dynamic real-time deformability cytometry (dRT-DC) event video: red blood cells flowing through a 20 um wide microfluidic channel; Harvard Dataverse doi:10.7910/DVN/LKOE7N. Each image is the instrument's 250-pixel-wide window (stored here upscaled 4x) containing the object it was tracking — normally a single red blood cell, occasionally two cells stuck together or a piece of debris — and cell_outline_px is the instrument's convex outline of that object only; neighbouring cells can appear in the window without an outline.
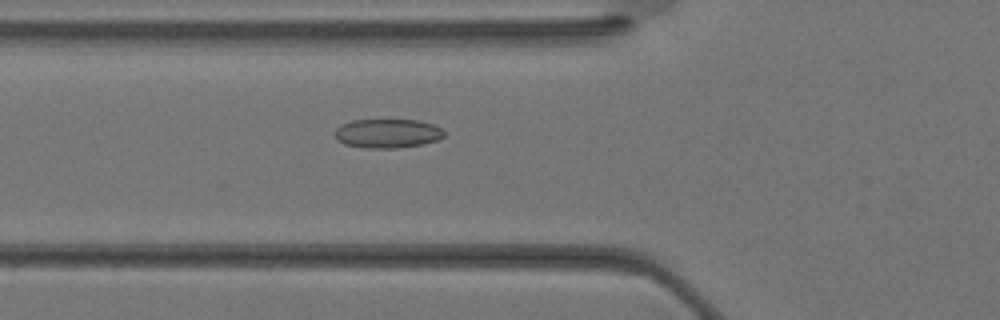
{"species": "Egyptian fruit bat (a non-hibernating species)", "species_latin": "Rousettus aegyptiacus", "temperature_condition": "warm", "stored_images_in_passage": 25, "camera_frame_rate_fps": 3000, "um_per_image_px": 0.085, "animal": {"sex": "female"}, "frame": {"image": 1, "passage_image": 6, "time_ms": 1.667, "image_size_px": [1000, 320], "cell_outline_px": [[444, 136], [436, 140], [424, 144], [396, 148], [364, 148], [344, 144], [336, 140], [336, 128], [340, 124], [352, 120], [420, 120], [444, 128]], "centroid_in_image_um": [32.94, 11.34], "position_along_channel_um": 92.9, "area_um2": 18.67}}
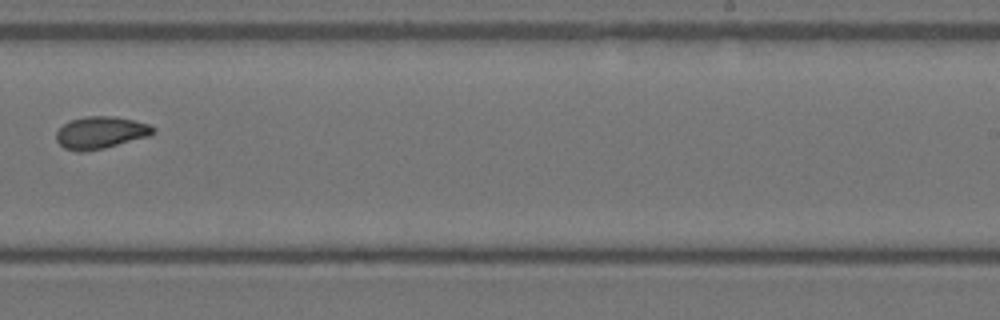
{"frame": {"image": 2, "passage_image": 16, "time_ms": 5.0, "image_size_px": [1000, 320], "cell_outline_px": [[156, 132], [148, 136], [104, 148], [80, 152], [76, 152], [64, 148], [56, 140], [56, 132], [64, 124], [72, 120], [84, 116], [116, 116], [148, 124], [156, 128]], "centroid_in_image_um": [8.55, 11.27], "position_along_channel_um": 280.5, "area_um2": 18.09}}
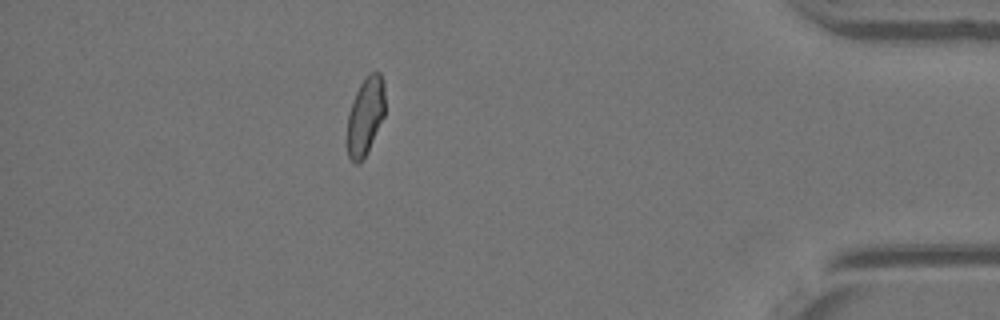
{"frame": {"image": 3, "passage_image": 25, "time_ms": 8.0, "image_size_px": [1000, 320], "cell_outline_px": [[384, 116], [368, 152], [360, 164], [352, 164], [348, 156], [348, 112], [352, 100], [360, 84], [368, 72], [380, 72], [384, 80]], "centroid_in_image_um": [31.06, 9.87], "position_along_channel_um": 404.1, "area_um2": 17.4}}